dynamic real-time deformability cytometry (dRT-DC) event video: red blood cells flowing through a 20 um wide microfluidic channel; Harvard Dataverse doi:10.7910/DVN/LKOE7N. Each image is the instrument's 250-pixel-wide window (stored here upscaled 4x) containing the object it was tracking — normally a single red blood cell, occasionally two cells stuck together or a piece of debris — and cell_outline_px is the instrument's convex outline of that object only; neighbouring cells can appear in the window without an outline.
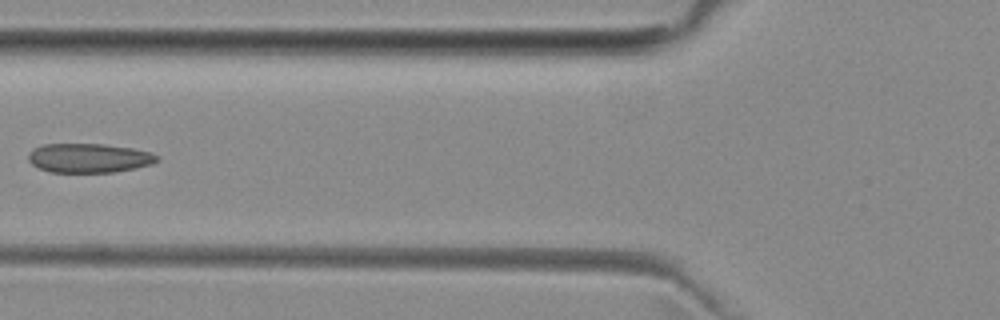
{"species": "common noctule bat (a hibernating species)", "species_latin": "Nyctalus noctula", "temperature_condition": "room temperature", "stored_images_in_passage": 7, "camera_frame_rate_fps": 3000, "um_per_image_px": 0.085, "animal": {"sex": "female", "body_mass_g": 29.2, "forearm_length_mm": 56.3}, "frame": {"image": 1, "passage_image": 5, "time_ms": 4.667, "image_size_px": [1000, 320], "cell_outline_px": [[160, 160], [152, 164], [136, 168], [112, 172], [48, 172], [32, 164], [28, 160], [28, 152], [32, 148], [44, 144], [104, 144], [132, 148], [152, 152], [160, 156]], "centroid_in_image_um": [7.58, 13.43], "position_along_channel_um": 118.2, "area_um2": 22.14}}
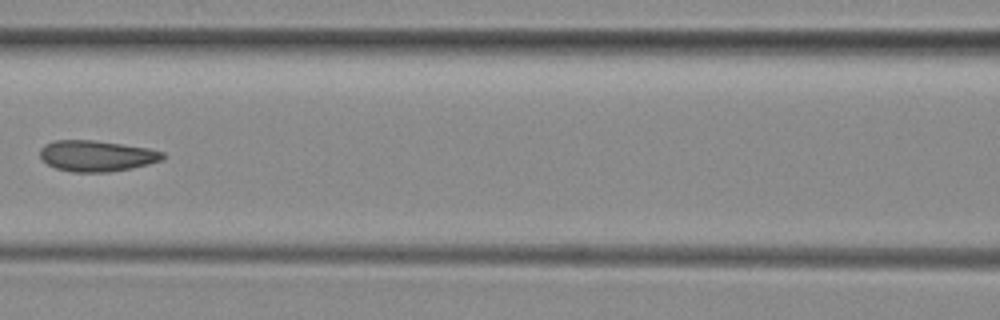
{"frame": {"image": 2, "passage_image": 6, "time_ms": 5.667, "image_size_px": [1000, 320], "cell_outline_px": [[164, 160], [132, 168], [108, 172], [72, 172], [56, 168], [48, 164], [40, 156], [40, 148], [44, 144], [52, 140], [92, 140], [148, 148], [164, 152]], "centroid_in_image_um": [8.21, 13.25], "position_along_channel_um": 158.4, "area_um2": 22.14}}
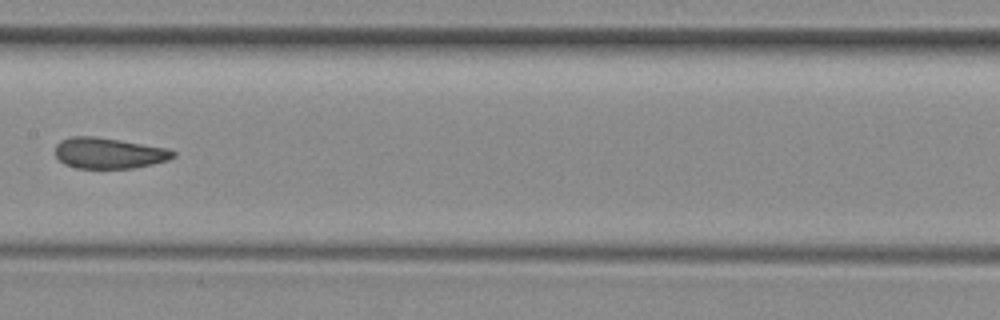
{"frame": {"image": 3, "passage_image": 7, "time_ms": 6.667, "image_size_px": [1000, 320], "cell_outline_px": [[176, 156], [168, 160], [152, 164], [132, 168], [76, 168], [64, 164], [56, 156], [56, 144], [60, 140], [72, 136], [96, 136], [168, 148], [176, 152]], "centroid_in_image_um": [9.26, 13.01], "position_along_channel_um": 198.1, "area_um2": 21.27}}